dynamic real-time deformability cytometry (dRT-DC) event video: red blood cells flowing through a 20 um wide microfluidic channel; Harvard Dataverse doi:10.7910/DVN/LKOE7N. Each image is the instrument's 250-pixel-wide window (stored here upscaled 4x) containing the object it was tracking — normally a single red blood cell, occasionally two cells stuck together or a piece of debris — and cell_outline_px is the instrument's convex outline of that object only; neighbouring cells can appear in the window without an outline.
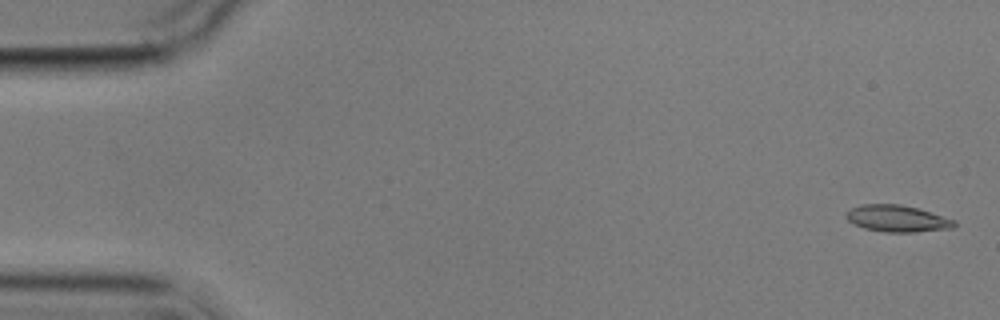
{"species": "common noctule bat (a hibernating species)", "species_latin": "Nyctalus noctula", "temperature_condition": "cold", "stored_images_in_passage": 8, "camera_frame_rate_fps": 3000, "um_per_image_px": 0.085, "animal": {"sex": "male", "body_mass_g": 17.9}, "frame": {"image": 1, "passage_image": 1, "time_ms": 0.0, "image_size_px": [1000, 320], "cell_outline_px": [[956, 224], [952, 228], [916, 232], [884, 232], [864, 228], [848, 220], [844, 216], [844, 212], [860, 204], [900, 204], [916, 208], [956, 220]], "centroid_in_image_um": [76.23, 18.57], "position_along_channel_um": 8.8, "area_um2": 16.76}}
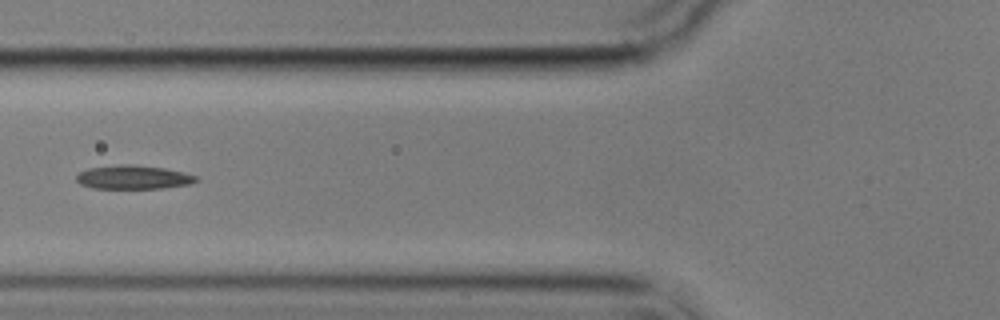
{"frame": {"image": 2, "passage_image": 6, "time_ms": 6.667, "image_size_px": [1000, 320], "cell_outline_px": [[200, 180], [192, 184], [164, 188], [92, 188], [80, 184], [76, 180], [76, 176], [80, 172], [88, 168], [124, 164], [132, 164], [164, 168], [184, 172], [196, 176]], "centroid_in_image_um": [11.36, 15.06], "position_along_channel_um": 114.4, "area_um2": 16.65}}
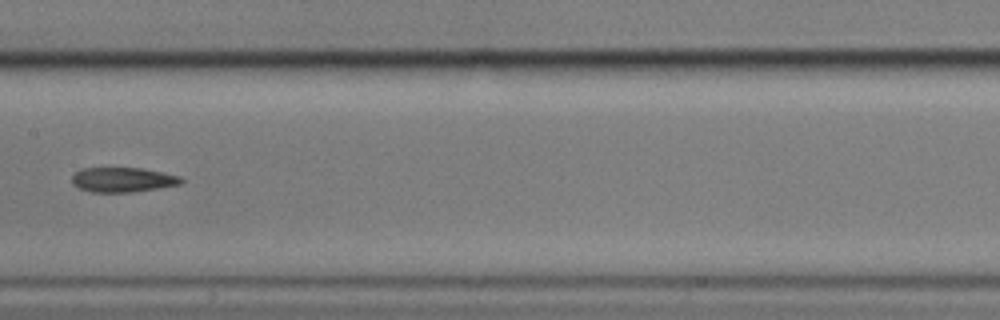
{"frame": {"image": 3, "passage_image": 8, "time_ms": 9.0, "image_size_px": [1000, 320], "cell_outline_px": [[184, 180], [180, 184], [132, 192], [92, 192], [80, 188], [72, 184], [72, 176], [80, 168], [140, 168], [164, 172], [180, 176]], "centroid_in_image_um": [10.42, 15.27], "position_along_channel_um": 197.0, "area_um2": 15.66}}